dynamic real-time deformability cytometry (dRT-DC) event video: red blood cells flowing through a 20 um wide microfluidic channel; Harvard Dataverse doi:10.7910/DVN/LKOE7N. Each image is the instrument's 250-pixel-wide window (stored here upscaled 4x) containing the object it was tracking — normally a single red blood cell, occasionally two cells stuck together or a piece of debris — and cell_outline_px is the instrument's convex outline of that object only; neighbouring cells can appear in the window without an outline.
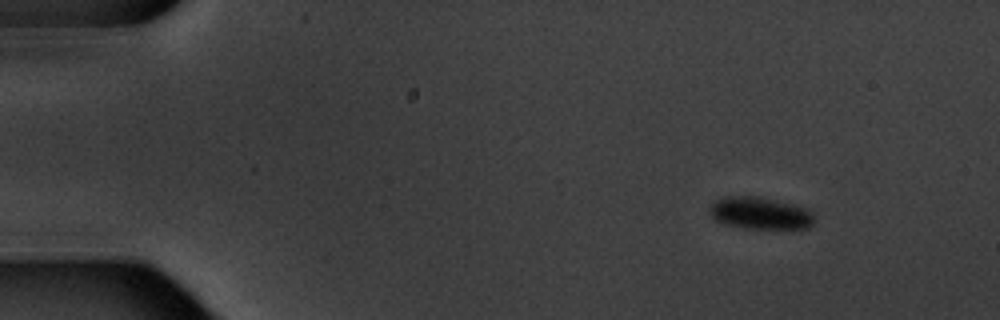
{"species": "common noctule bat (a hibernating species)", "species_latin": "Nyctalus noctula", "temperature_condition": "warm", "stored_images_in_passage": 4, "camera_frame_rate_fps": 3000, "um_per_image_px": 0.085, "animal": {"sex": "male", "body_mass_g": 20.1, "forearm_length_mm": 53.5}, "frame": {"image": 1, "passage_image": 1, "time_ms": 0.0, "image_size_px": [1000, 320], "cell_outline_px": [[816, 220], [808, 228], [744, 228], [724, 224], [716, 220], [708, 212], [708, 208], [720, 196], [760, 196], [804, 208], [812, 212], [816, 216]], "centroid_in_image_um": [64.58, 18.11], "position_along_channel_um": 20.4, "area_um2": 19.65}}
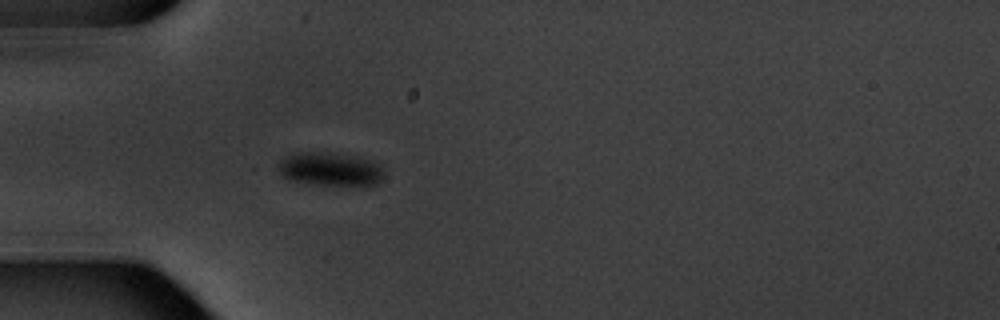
{"frame": {"image": 2, "passage_image": 4, "time_ms": 3.667, "image_size_px": [1000, 320], "cell_outline_px": [[384, 176], [376, 184], [316, 184], [296, 180], [284, 176], [280, 172], [280, 160], [284, 156], [296, 152], [328, 152], [352, 156], [372, 160], [380, 164], [384, 172]], "centroid_in_image_um": [28.09, 14.34], "position_along_channel_um": 56.9, "area_um2": 20.11}}